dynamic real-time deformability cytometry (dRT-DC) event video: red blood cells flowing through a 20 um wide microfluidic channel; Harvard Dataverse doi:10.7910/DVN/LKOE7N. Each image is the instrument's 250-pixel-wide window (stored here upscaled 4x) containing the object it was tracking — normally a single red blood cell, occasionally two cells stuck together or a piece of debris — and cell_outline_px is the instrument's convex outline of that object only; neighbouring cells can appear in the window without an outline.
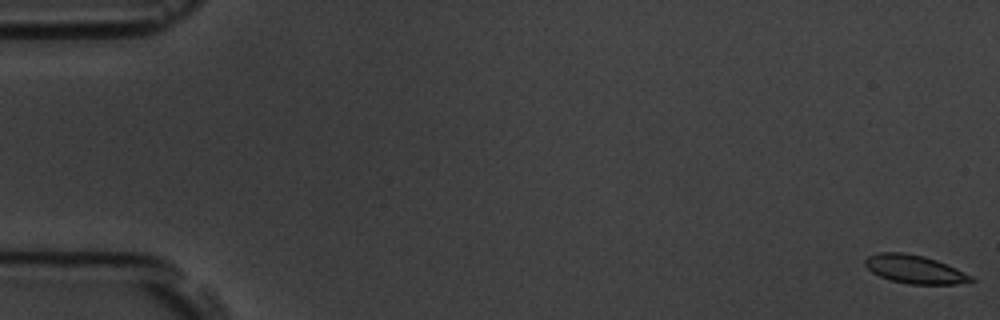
{"species": "common noctule bat (a hibernating species)", "species_latin": "Nyctalus noctula", "temperature_condition": "room temperature", "stored_images_in_passage": 5, "camera_frame_rate_fps": 3000, "um_per_image_px": 0.085, "animal": {"sex": "male", "body_mass_g": 19.5, "forearm_length_mm": 54.6}, "frame": {"image": 1, "passage_image": 1, "time_ms": 0.0, "image_size_px": [1000, 320], "cell_outline_px": [[976, 280], [956, 284], [908, 284], [892, 280], [880, 276], [872, 272], [864, 264], [864, 260], [868, 256], [880, 252], [904, 252], [924, 256], [936, 260], [956, 268], [972, 276]], "centroid_in_image_um": [77.74, 22.88], "position_along_channel_um": 7.3, "area_um2": 17.4}}
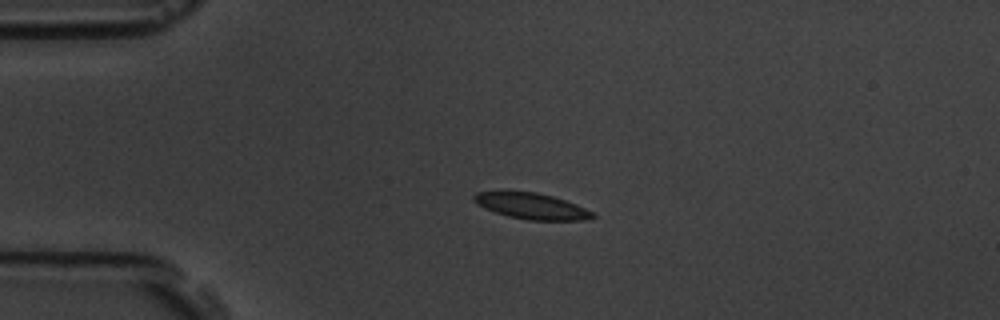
{"frame": {"image": 2, "passage_image": 4, "time_ms": 4.333, "image_size_px": [1000, 320], "cell_outline_px": [[596, 216], [584, 220], [528, 220], [508, 216], [484, 208], [476, 204], [472, 200], [472, 196], [476, 192], [536, 192], [552, 196], [576, 204], [592, 212]], "centroid_in_image_um": [45.15, 17.52], "position_along_channel_um": 39.8, "area_um2": 17.74}}